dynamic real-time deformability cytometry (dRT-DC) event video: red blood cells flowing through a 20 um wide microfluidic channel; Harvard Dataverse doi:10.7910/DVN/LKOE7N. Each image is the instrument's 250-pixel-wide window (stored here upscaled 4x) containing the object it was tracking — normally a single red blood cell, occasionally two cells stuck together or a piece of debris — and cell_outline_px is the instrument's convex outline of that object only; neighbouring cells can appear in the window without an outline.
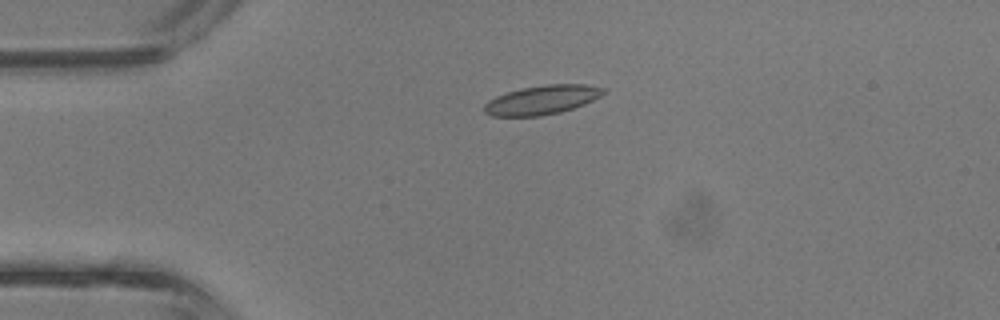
{"species": "common noctule bat (a hibernating species)", "species_latin": "Nyctalus noctula", "temperature_condition": "room temperature", "stored_images_in_passage": 4, "camera_frame_rate_fps": 3000, "um_per_image_px": 0.085, "animal": {"sex": "male", "body_mass_g": 13.3}, "frame": {"image": 1, "passage_image": 3, "time_ms": 0.667, "image_size_px": [1000, 320], "cell_outline_px": [[608, 92], [584, 104], [560, 112], [540, 116], [492, 116], [484, 112], [484, 104], [488, 100], [496, 96], [520, 88], [548, 84], [584, 84], [604, 88]], "centroid_in_image_um": [46.06, 8.49], "position_along_channel_um": 38.9, "area_um2": 20.17}}
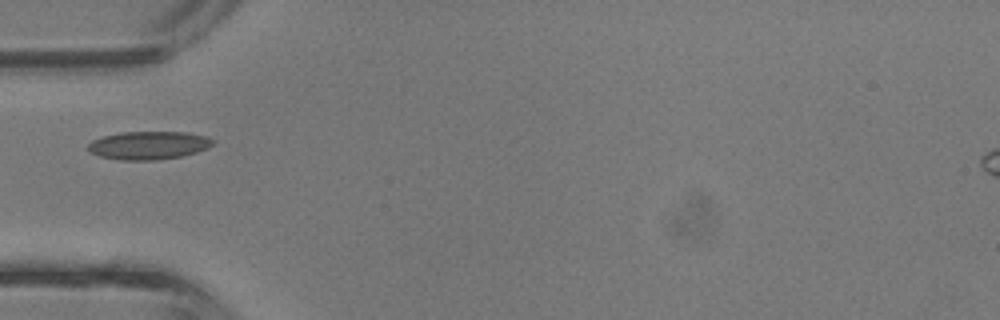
{"frame": {"image": 2, "passage_image": 4, "time_ms": 1.0, "image_size_px": [1000, 320], "cell_outline_px": [[216, 140], [208, 148], [196, 152], [180, 156], [156, 160], [120, 160], [100, 156], [88, 152], [88, 144], [92, 140], [104, 136], [120, 132], [188, 132], [208, 136]], "centroid_in_image_um": [12.64, 12.34], "position_along_channel_um": 72.4, "area_um2": 20.58}}